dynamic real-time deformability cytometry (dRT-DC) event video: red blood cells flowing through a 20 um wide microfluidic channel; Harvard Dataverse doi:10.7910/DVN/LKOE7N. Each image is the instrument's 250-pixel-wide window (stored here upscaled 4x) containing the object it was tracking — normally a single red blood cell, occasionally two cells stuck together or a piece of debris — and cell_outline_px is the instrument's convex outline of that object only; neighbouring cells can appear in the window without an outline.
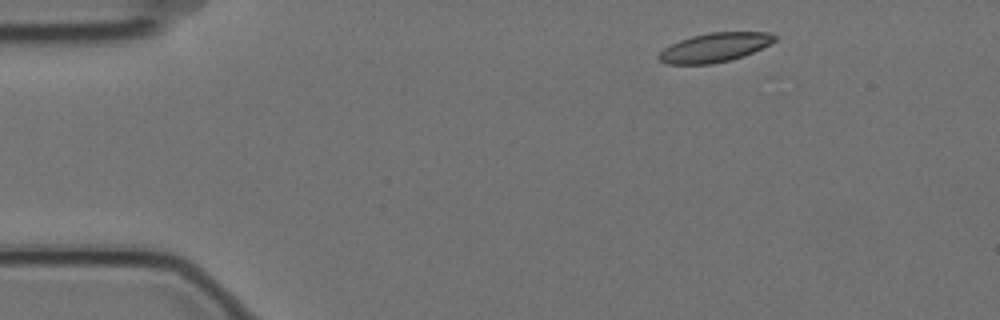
{"species": "Egyptian fruit bat (a non-hibernating species)", "species_latin": "Rousettus aegyptiacus", "temperature_condition": "cold", "stored_images_in_passage": 3, "camera_frame_rate_fps": 3000, "um_per_image_px": 0.085, "animal": {"sex": "female"}, "frame": {"image": 1, "passage_image": 1, "time_ms": 0.0, "image_size_px": [1000, 320], "cell_outline_px": [[776, 40], [744, 56], [712, 64], [668, 64], [660, 60], [656, 56], [664, 48], [680, 40], [692, 36], [708, 32], [768, 32], [776, 36]], "centroid_in_image_um": [60.72, 4.03], "position_along_channel_um": 24.3, "area_um2": 19.42}}